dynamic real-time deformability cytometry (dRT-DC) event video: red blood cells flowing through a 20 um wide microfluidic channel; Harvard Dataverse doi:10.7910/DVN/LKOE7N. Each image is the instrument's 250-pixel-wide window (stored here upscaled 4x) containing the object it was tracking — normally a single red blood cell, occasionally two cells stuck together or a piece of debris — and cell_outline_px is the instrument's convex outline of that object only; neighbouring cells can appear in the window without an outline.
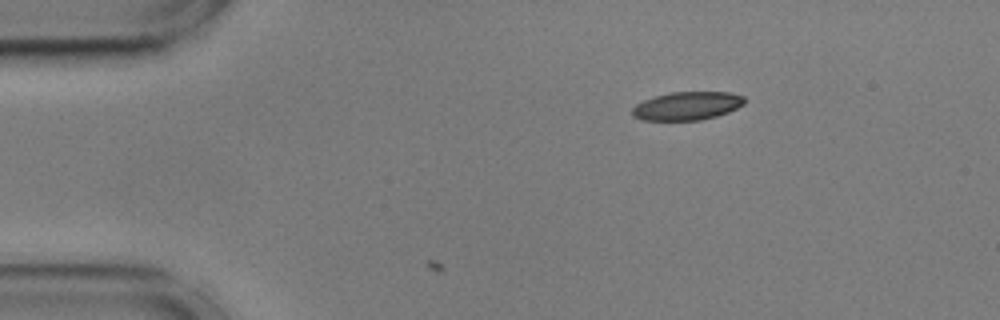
{"species": "common noctule bat (a hibernating species)", "species_latin": "Nyctalus noctula", "temperature_condition": "cold", "stored_images_in_passage": 2, "camera_frame_rate_fps": 3000, "um_per_image_px": 0.085, "animal": {"sex": "male", "body_mass_g": 17.9, "forearm_length_mm": 54.2}, "frame": {"image": 1, "passage_image": 2, "time_ms": 0.333, "image_size_px": [1000, 320], "cell_outline_px": [[744, 104], [728, 112], [716, 116], [700, 120], [640, 120], [632, 116], [632, 108], [636, 104], [644, 100], [656, 96], [672, 92], [728, 92], [744, 96]], "centroid_in_image_um": [58.39, 9.0], "position_along_channel_um": 26.6, "area_um2": 18.44}}